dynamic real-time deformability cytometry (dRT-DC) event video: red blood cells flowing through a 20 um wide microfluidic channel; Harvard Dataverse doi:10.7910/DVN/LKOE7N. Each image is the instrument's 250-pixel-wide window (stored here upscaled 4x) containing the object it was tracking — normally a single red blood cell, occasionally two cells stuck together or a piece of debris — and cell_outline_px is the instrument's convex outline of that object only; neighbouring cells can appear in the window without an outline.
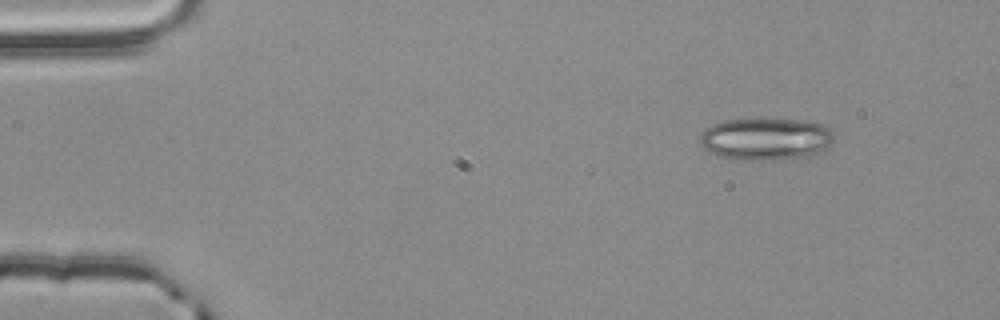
{"species": "common noctule bat (a hibernating species)", "species_latin": "Nyctalus noctula", "temperature_condition": "room temperature", "stored_images_in_passage": 3, "camera_frame_rate_fps": 3000, "um_per_image_px": 0.085, "animal": {"sex": "male", "body_mass_g": 20.4}, "frame": {"image": 1, "passage_image": 1, "time_ms": 0.0, "image_size_px": [1000, 320], "cell_outline_px": [[832, 140], [824, 148], [812, 156], [772, 160], [732, 160], [716, 156], [704, 148], [700, 144], [700, 136], [704, 128], [712, 124], [728, 120], [800, 120], [824, 124], [832, 132]], "centroid_in_image_um": [65.03, 11.84], "position_along_channel_um": 20.0, "area_um2": 32.89}}